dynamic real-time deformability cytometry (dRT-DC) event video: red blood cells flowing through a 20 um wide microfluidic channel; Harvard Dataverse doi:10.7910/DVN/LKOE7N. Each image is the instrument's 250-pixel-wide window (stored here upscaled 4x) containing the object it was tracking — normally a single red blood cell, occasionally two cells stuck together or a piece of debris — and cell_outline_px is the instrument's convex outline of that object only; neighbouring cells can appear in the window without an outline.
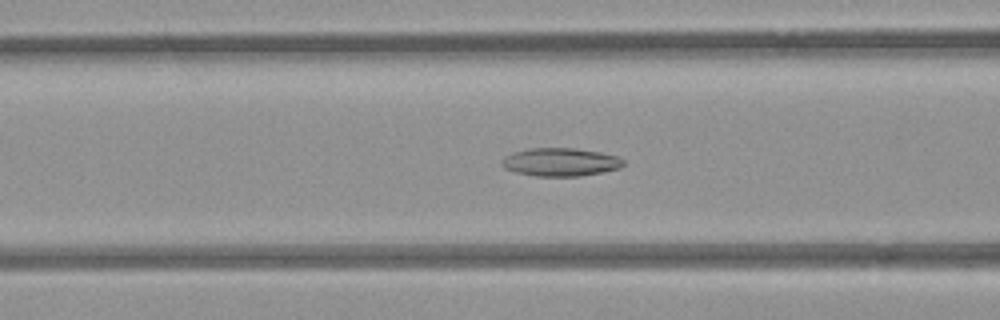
{"species": "common noctule bat (a hibernating species)", "species_latin": "Nyctalus noctula", "temperature_condition": "room temperature", "stored_images_in_passage": 46, "camera_frame_rate_fps": 3000, "um_per_image_px": 0.085, "animal": {"sex": "female", "body_mass_g": 21.9}, "frame": {"image": 1, "passage_image": 14, "time_ms": 4.333, "image_size_px": [1000, 320], "cell_outline_px": [[624, 164], [620, 168], [580, 176], [536, 176], [516, 172], [504, 168], [500, 164], [500, 160], [504, 156], [512, 152], [528, 148], [576, 148], [600, 152], [620, 156], [624, 160]], "centroid_in_image_um": [47.62, 13.76], "position_along_channel_um": 119.0, "area_um2": 20.17}}
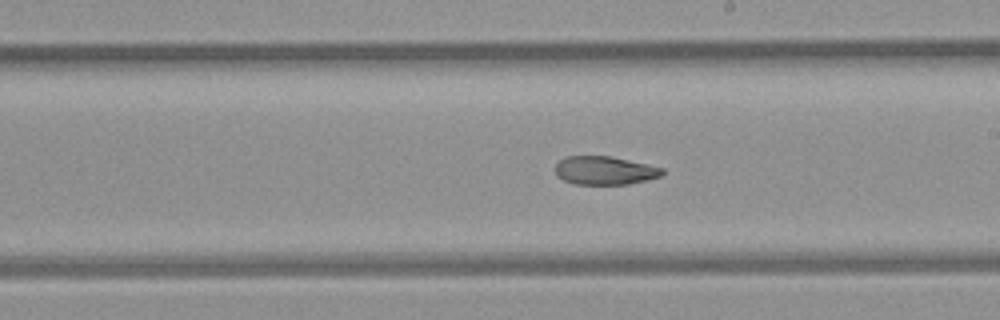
{"frame": {"image": 2, "passage_image": 23, "time_ms": 7.333, "image_size_px": [1000, 320], "cell_outline_px": [[664, 172], [660, 176], [628, 184], [572, 184], [556, 176], [556, 164], [560, 160], [568, 156], [612, 156], [664, 168]], "centroid_in_image_um": [51.38, 14.49], "position_along_channel_um": 237.6, "area_um2": 17.63}}
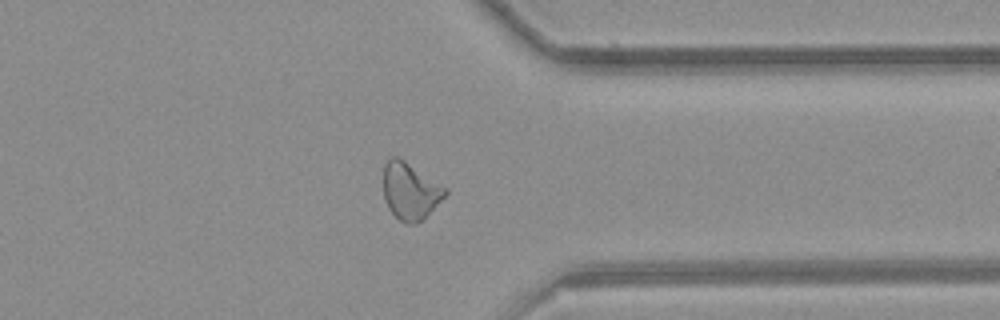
{"frame": {"image": 3, "passage_image": 34, "time_ms": 11.0, "image_size_px": [1000, 320], "cell_outline_px": [[448, 192], [424, 220], [416, 224], [408, 224], [400, 220], [388, 208], [384, 200], [384, 164], [392, 156], [396, 156], [404, 160], [448, 188]], "centroid_in_image_um": [34.88, 16.25], "position_along_channel_um": 376.5, "area_um2": 20.58}, "authors_computed_cell_mechanics": {"area_um2": 20.2878, "velocity_mm_per_s": 3.9512, "shape_relaxation_time_tau1_ms": null, "shape_relaxation_time_tau2_ms": 2.6097, "deformation_change_tau1": null, "deformation_change_tau2": 0.0805}}